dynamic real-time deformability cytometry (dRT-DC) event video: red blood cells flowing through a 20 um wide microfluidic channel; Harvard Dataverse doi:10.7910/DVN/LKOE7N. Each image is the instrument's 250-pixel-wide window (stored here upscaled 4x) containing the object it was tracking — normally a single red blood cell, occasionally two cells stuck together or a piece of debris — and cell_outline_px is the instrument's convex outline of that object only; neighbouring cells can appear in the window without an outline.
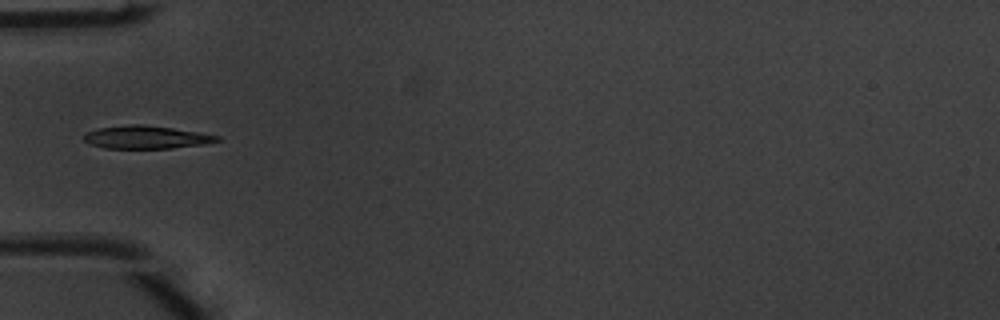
{"species": "common noctule bat (a hibernating species)", "species_latin": "Nyctalus noctula", "temperature_condition": "warm", "stored_images_in_passage": 34, "camera_frame_rate_fps": 3000, "um_per_image_px": 0.085, "animal": {"sex": "male", "body_mass_g": 20.1, "forearm_length_mm": 53.5}, "frame": {"image": 1, "passage_image": 1, "time_ms": 0.0, "image_size_px": [1000, 320], "cell_outline_px": [[220, 140], [204, 144], [172, 148], [104, 148], [88, 144], [84, 140], [84, 136], [88, 132], [96, 128], [128, 124], [144, 124], [172, 128], [220, 136]], "centroid_in_image_um": [12.38, 11.66], "position_along_channel_um": 72.6, "area_um2": 17.74}}
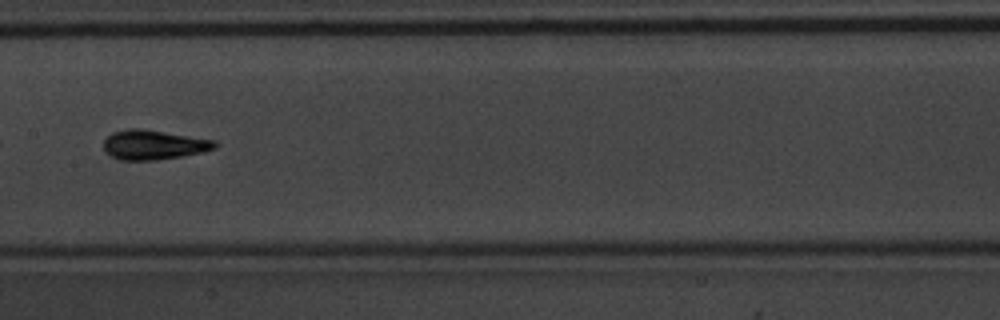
{"frame": {"image": 2, "passage_image": 10, "time_ms": 3.0, "image_size_px": [1000, 320], "cell_outline_px": [[220, 144], [216, 148], [204, 152], [156, 160], [120, 160], [104, 152], [104, 140], [112, 132], [128, 128], [140, 128], [216, 140]], "centroid_in_image_um": [13.07, 12.3], "position_along_channel_um": 194.3, "area_um2": 19.31}, "authors_computed_cell_mechanics": {"area_um2": 17.5712, "velocity_mm_per_s": 4.0283, "shape_relaxation_time_tau1_ms": 1.9872, "shape_relaxation_time_tau2_ms": 1.0241, "deformation_change_tau1": 0.1716, "deformation_change_tau2": 0.0935}}